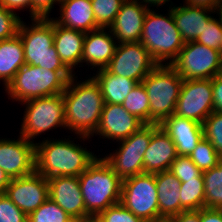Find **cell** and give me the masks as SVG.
Here are the masks:
<instances>
[{
  "label": "cell",
  "instance_id": "6da1fadb",
  "mask_svg": "<svg viewBox=\"0 0 222 222\" xmlns=\"http://www.w3.org/2000/svg\"><path fill=\"white\" fill-rule=\"evenodd\" d=\"M81 77L79 80L74 75L62 93L65 126L69 133L77 137V140L88 143L99 125L104 100L96 81L90 75L88 77L86 75L85 80Z\"/></svg>",
  "mask_w": 222,
  "mask_h": 222
},
{
  "label": "cell",
  "instance_id": "7a4b0ae2",
  "mask_svg": "<svg viewBox=\"0 0 222 222\" xmlns=\"http://www.w3.org/2000/svg\"><path fill=\"white\" fill-rule=\"evenodd\" d=\"M47 135V138L35 143V170L46 179L55 176L79 177L99 156L70 135L66 136L67 139H54Z\"/></svg>",
  "mask_w": 222,
  "mask_h": 222
},
{
  "label": "cell",
  "instance_id": "3957f363",
  "mask_svg": "<svg viewBox=\"0 0 222 222\" xmlns=\"http://www.w3.org/2000/svg\"><path fill=\"white\" fill-rule=\"evenodd\" d=\"M78 179L89 216H98L109 206L120 202L123 180L101 155Z\"/></svg>",
  "mask_w": 222,
  "mask_h": 222
},
{
  "label": "cell",
  "instance_id": "277c9868",
  "mask_svg": "<svg viewBox=\"0 0 222 222\" xmlns=\"http://www.w3.org/2000/svg\"><path fill=\"white\" fill-rule=\"evenodd\" d=\"M73 76L71 71H51L25 64L3 93L7 94L8 100L21 104L40 97L62 94Z\"/></svg>",
  "mask_w": 222,
  "mask_h": 222
},
{
  "label": "cell",
  "instance_id": "5b68a950",
  "mask_svg": "<svg viewBox=\"0 0 222 222\" xmlns=\"http://www.w3.org/2000/svg\"><path fill=\"white\" fill-rule=\"evenodd\" d=\"M148 10L144 19L140 43L158 65H171L185 44L175 25L172 10L166 14Z\"/></svg>",
  "mask_w": 222,
  "mask_h": 222
},
{
  "label": "cell",
  "instance_id": "8992f818",
  "mask_svg": "<svg viewBox=\"0 0 222 222\" xmlns=\"http://www.w3.org/2000/svg\"><path fill=\"white\" fill-rule=\"evenodd\" d=\"M31 24L21 21L18 35L24 48L25 64L51 71H70L54 47V20L31 18Z\"/></svg>",
  "mask_w": 222,
  "mask_h": 222
},
{
  "label": "cell",
  "instance_id": "52a82bcc",
  "mask_svg": "<svg viewBox=\"0 0 222 222\" xmlns=\"http://www.w3.org/2000/svg\"><path fill=\"white\" fill-rule=\"evenodd\" d=\"M183 79L171 65H157L143 80L150 106V124H161L175 112Z\"/></svg>",
  "mask_w": 222,
  "mask_h": 222
},
{
  "label": "cell",
  "instance_id": "ba28073f",
  "mask_svg": "<svg viewBox=\"0 0 222 222\" xmlns=\"http://www.w3.org/2000/svg\"><path fill=\"white\" fill-rule=\"evenodd\" d=\"M20 105L25 108L19 134L28 141L37 143L34 139L46 132L57 127L66 129L62 94L32 99Z\"/></svg>",
  "mask_w": 222,
  "mask_h": 222
},
{
  "label": "cell",
  "instance_id": "9c48e42d",
  "mask_svg": "<svg viewBox=\"0 0 222 222\" xmlns=\"http://www.w3.org/2000/svg\"><path fill=\"white\" fill-rule=\"evenodd\" d=\"M152 136V124H145L128 138L116 142L115 150L103 156L123 180L144 173L143 158ZM113 151V152H112Z\"/></svg>",
  "mask_w": 222,
  "mask_h": 222
},
{
  "label": "cell",
  "instance_id": "30bf717a",
  "mask_svg": "<svg viewBox=\"0 0 222 222\" xmlns=\"http://www.w3.org/2000/svg\"><path fill=\"white\" fill-rule=\"evenodd\" d=\"M120 203L145 222H159L155 174L143 173L123 179Z\"/></svg>",
  "mask_w": 222,
  "mask_h": 222
},
{
  "label": "cell",
  "instance_id": "8fae6325",
  "mask_svg": "<svg viewBox=\"0 0 222 222\" xmlns=\"http://www.w3.org/2000/svg\"><path fill=\"white\" fill-rule=\"evenodd\" d=\"M171 66L183 80L212 79L222 72V57L219 50L192 41L183 45Z\"/></svg>",
  "mask_w": 222,
  "mask_h": 222
},
{
  "label": "cell",
  "instance_id": "7c38bea8",
  "mask_svg": "<svg viewBox=\"0 0 222 222\" xmlns=\"http://www.w3.org/2000/svg\"><path fill=\"white\" fill-rule=\"evenodd\" d=\"M213 111L212 79L183 80L174 115L203 124Z\"/></svg>",
  "mask_w": 222,
  "mask_h": 222
},
{
  "label": "cell",
  "instance_id": "4fadbf2b",
  "mask_svg": "<svg viewBox=\"0 0 222 222\" xmlns=\"http://www.w3.org/2000/svg\"><path fill=\"white\" fill-rule=\"evenodd\" d=\"M157 65L149 51L140 42H130L117 44L106 69L114 75L140 83Z\"/></svg>",
  "mask_w": 222,
  "mask_h": 222
},
{
  "label": "cell",
  "instance_id": "5bb4252c",
  "mask_svg": "<svg viewBox=\"0 0 222 222\" xmlns=\"http://www.w3.org/2000/svg\"><path fill=\"white\" fill-rule=\"evenodd\" d=\"M35 162V143L28 141L21 135L17 136L16 140L0 137V169L10 179L33 173Z\"/></svg>",
  "mask_w": 222,
  "mask_h": 222
},
{
  "label": "cell",
  "instance_id": "9a60e30c",
  "mask_svg": "<svg viewBox=\"0 0 222 222\" xmlns=\"http://www.w3.org/2000/svg\"><path fill=\"white\" fill-rule=\"evenodd\" d=\"M4 194L28 216L49 198L48 180L35 170L11 179Z\"/></svg>",
  "mask_w": 222,
  "mask_h": 222
},
{
  "label": "cell",
  "instance_id": "2e32d148",
  "mask_svg": "<svg viewBox=\"0 0 222 222\" xmlns=\"http://www.w3.org/2000/svg\"><path fill=\"white\" fill-rule=\"evenodd\" d=\"M144 125L140 119L129 113L122 104L104 103L97 130L90 138L97 135L100 139L110 140V143L114 142L116 144V142L131 136Z\"/></svg>",
  "mask_w": 222,
  "mask_h": 222
},
{
  "label": "cell",
  "instance_id": "e0dca14e",
  "mask_svg": "<svg viewBox=\"0 0 222 222\" xmlns=\"http://www.w3.org/2000/svg\"><path fill=\"white\" fill-rule=\"evenodd\" d=\"M47 180L49 198L72 219L89 217L86 213L78 176H55Z\"/></svg>",
  "mask_w": 222,
  "mask_h": 222
},
{
  "label": "cell",
  "instance_id": "ac0fdd59",
  "mask_svg": "<svg viewBox=\"0 0 222 222\" xmlns=\"http://www.w3.org/2000/svg\"><path fill=\"white\" fill-rule=\"evenodd\" d=\"M117 44V40L109 28H99L86 33L83 42L81 67L88 65L87 69L89 67L90 70L93 68L91 71L106 68L115 53Z\"/></svg>",
  "mask_w": 222,
  "mask_h": 222
},
{
  "label": "cell",
  "instance_id": "d6986e66",
  "mask_svg": "<svg viewBox=\"0 0 222 222\" xmlns=\"http://www.w3.org/2000/svg\"><path fill=\"white\" fill-rule=\"evenodd\" d=\"M147 9L139 0H125L109 27L118 44L140 42Z\"/></svg>",
  "mask_w": 222,
  "mask_h": 222
},
{
  "label": "cell",
  "instance_id": "ffe728a7",
  "mask_svg": "<svg viewBox=\"0 0 222 222\" xmlns=\"http://www.w3.org/2000/svg\"><path fill=\"white\" fill-rule=\"evenodd\" d=\"M176 146L159 124H152V136L145 151L144 173L155 174L169 170L177 158Z\"/></svg>",
  "mask_w": 222,
  "mask_h": 222
},
{
  "label": "cell",
  "instance_id": "44dd1931",
  "mask_svg": "<svg viewBox=\"0 0 222 222\" xmlns=\"http://www.w3.org/2000/svg\"><path fill=\"white\" fill-rule=\"evenodd\" d=\"M160 127L169 135L179 156H190L204 137L203 124L172 114Z\"/></svg>",
  "mask_w": 222,
  "mask_h": 222
},
{
  "label": "cell",
  "instance_id": "7402d4cb",
  "mask_svg": "<svg viewBox=\"0 0 222 222\" xmlns=\"http://www.w3.org/2000/svg\"><path fill=\"white\" fill-rule=\"evenodd\" d=\"M170 9L175 25L185 43L195 41L202 34L207 23L218 13L208 8L185 3L174 5Z\"/></svg>",
  "mask_w": 222,
  "mask_h": 222
},
{
  "label": "cell",
  "instance_id": "603a6c76",
  "mask_svg": "<svg viewBox=\"0 0 222 222\" xmlns=\"http://www.w3.org/2000/svg\"><path fill=\"white\" fill-rule=\"evenodd\" d=\"M58 9L59 18L52 19L61 26L84 33L100 28L96 24L91 0H62Z\"/></svg>",
  "mask_w": 222,
  "mask_h": 222
},
{
  "label": "cell",
  "instance_id": "cb8c5ba5",
  "mask_svg": "<svg viewBox=\"0 0 222 222\" xmlns=\"http://www.w3.org/2000/svg\"><path fill=\"white\" fill-rule=\"evenodd\" d=\"M84 32L70 29L54 21V47L64 65L76 75L75 69L81 67Z\"/></svg>",
  "mask_w": 222,
  "mask_h": 222
},
{
  "label": "cell",
  "instance_id": "d4e9b609",
  "mask_svg": "<svg viewBox=\"0 0 222 222\" xmlns=\"http://www.w3.org/2000/svg\"><path fill=\"white\" fill-rule=\"evenodd\" d=\"M159 203V222L180 213L181 182L169 170L155 173Z\"/></svg>",
  "mask_w": 222,
  "mask_h": 222
},
{
  "label": "cell",
  "instance_id": "484cf974",
  "mask_svg": "<svg viewBox=\"0 0 222 222\" xmlns=\"http://www.w3.org/2000/svg\"><path fill=\"white\" fill-rule=\"evenodd\" d=\"M101 89L104 103L123 104L125 98L138 83L126 77L114 75L106 68L99 69L91 76Z\"/></svg>",
  "mask_w": 222,
  "mask_h": 222
},
{
  "label": "cell",
  "instance_id": "4316f807",
  "mask_svg": "<svg viewBox=\"0 0 222 222\" xmlns=\"http://www.w3.org/2000/svg\"><path fill=\"white\" fill-rule=\"evenodd\" d=\"M25 65L24 48L20 36L0 41V84L3 89L14 79L17 71Z\"/></svg>",
  "mask_w": 222,
  "mask_h": 222
},
{
  "label": "cell",
  "instance_id": "83f0119b",
  "mask_svg": "<svg viewBox=\"0 0 222 222\" xmlns=\"http://www.w3.org/2000/svg\"><path fill=\"white\" fill-rule=\"evenodd\" d=\"M205 208L222 209V158L217 166L203 171Z\"/></svg>",
  "mask_w": 222,
  "mask_h": 222
},
{
  "label": "cell",
  "instance_id": "f1b7e54d",
  "mask_svg": "<svg viewBox=\"0 0 222 222\" xmlns=\"http://www.w3.org/2000/svg\"><path fill=\"white\" fill-rule=\"evenodd\" d=\"M180 212L205 208L204 179L201 174L196 179L187 180L180 185Z\"/></svg>",
  "mask_w": 222,
  "mask_h": 222
},
{
  "label": "cell",
  "instance_id": "f546056e",
  "mask_svg": "<svg viewBox=\"0 0 222 222\" xmlns=\"http://www.w3.org/2000/svg\"><path fill=\"white\" fill-rule=\"evenodd\" d=\"M123 107L144 124H150V106L147 91L142 82L137 83L123 102Z\"/></svg>",
  "mask_w": 222,
  "mask_h": 222
},
{
  "label": "cell",
  "instance_id": "4dcf8cb0",
  "mask_svg": "<svg viewBox=\"0 0 222 222\" xmlns=\"http://www.w3.org/2000/svg\"><path fill=\"white\" fill-rule=\"evenodd\" d=\"M73 219L52 199L48 198L28 215L27 222H72Z\"/></svg>",
  "mask_w": 222,
  "mask_h": 222
},
{
  "label": "cell",
  "instance_id": "1f68e13d",
  "mask_svg": "<svg viewBox=\"0 0 222 222\" xmlns=\"http://www.w3.org/2000/svg\"><path fill=\"white\" fill-rule=\"evenodd\" d=\"M125 0H91L96 24L100 28H109L120 11Z\"/></svg>",
  "mask_w": 222,
  "mask_h": 222
},
{
  "label": "cell",
  "instance_id": "d6a6232c",
  "mask_svg": "<svg viewBox=\"0 0 222 222\" xmlns=\"http://www.w3.org/2000/svg\"><path fill=\"white\" fill-rule=\"evenodd\" d=\"M189 157L202 172L216 167L220 159L215 148L205 137L197 144Z\"/></svg>",
  "mask_w": 222,
  "mask_h": 222
},
{
  "label": "cell",
  "instance_id": "836d02e7",
  "mask_svg": "<svg viewBox=\"0 0 222 222\" xmlns=\"http://www.w3.org/2000/svg\"><path fill=\"white\" fill-rule=\"evenodd\" d=\"M204 137L222 158V112L213 111L203 123Z\"/></svg>",
  "mask_w": 222,
  "mask_h": 222
},
{
  "label": "cell",
  "instance_id": "e575fe53",
  "mask_svg": "<svg viewBox=\"0 0 222 222\" xmlns=\"http://www.w3.org/2000/svg\"><path fill=\"white\" fill-rule=\"evenodd\" d=\"M195 41L212 49L219 50L222 41V14L220 12L207 23L202 34Z\"/></svg>",
  "mask_w": 222,
  "mask_h": 222
},
{
  "label": "cell",
  "instance_id": "d590c367",
  "mask_svg": "<svg viewBox=\"0 0 222 222\" xmlns=\"http://www.w3.org/2000/svg\"><path fill=\"white\" fill-rule=\"evenodd\" d=\"M179 181L187 182L198 178L203 172L194 164L189 156H177L169 169Z\"/></svg>",
  "mask_w": 222,
  "mask_h": 222
},
{
  "label": "cell",
  "instance_id": "8d00e7d4",
  "mask_svg": "<svg viewBox=\"0 0 222 222\" xmlns=\"http://www.w3.org/2000/svg\"><path fill=\"white\" fill-rule=\"evenodd\" d=\"M0 5V41L10 39L18 34L23 17Z\"/></svg>",
  "mask_w": 222,
  "mask_h": 222
},
{
  "label": "cell",
  "instance_id": "74e56055",
  "mask_svg": "<svg viewBox=\"0 0 222 222\" xmlns=\"http://www.w3.org/2000/svg\"><path fill=\"white\" fill-rule=\"evenodd\" d=\"M103 222H145L125 208L120 202L109 206L97 216Z\"/></svg>",
  "mask_w": 222,
  "mask_h": 222
},
{
  "label": "cell",
  "instance_id": "f35d334b",
  "mask_svg": "<svg viewBox=\"0 0 222 222\" xmlns=\"http://www.w3.org/2000/svg\"><path fill=\"white\" fill-rule=\"evenodd\" d=\"M27 218L5 194H0V222H27Z\"/></svg>",
  "mask_w": 222,
  "mask_h": 222
},
{
  "label": "cell",
  "instance_id": "ab89813d",
  "mask_svg": "<svg viewBox=\"0 0 222 222\" xmlns=\"http://www.w3.org/2000/svg\"><path fill=\"white\" fill-rule=\"evenodd\" d=\"M32 1V18H50L54 5L60 4L62 0H31Z\"/></svg>",
  "mask_w": 222,
  "mask_h": 222
},
{
  "label": "cell",
  "instance_id": "60d3db41",
  "mask_svg": "<svg viewBox=\"0 0 222 222\" xmlns=\"http://www.w3.org/2000/svg\"><path fill=\"white\" fill-rule=\"evenodd\" d=\"M213 110L222 112V74L212 78Z\"/></svg>",
  "mask_w": 222,
  "mask_h": 222
},
{
  "label": "cell",
  "instance_id": "b9f144b4",
  "mask_svg": "<svg viewBox=\"0 0 222 222\" xmlns=\"http://www.w3.org/2000/svg\"><path fill=\"white\" fill-rule=\"evenodd\" d=\"M2 6L13 12H28L32 18V1L31 0H4ZM24 9V10H23ZM26 9V10H25ZM28 9V10H27Z\"/></svg>",
  "mask_w": 222,
  "mask_h": 222
},
{
  "label": "cell",
  "instance_id": "7bdbcfd3",
  "mask_svg": "<svg viewBox=\"0 0 222 222\" xmlns=\"http://www.w3.org/2000/svg\"><path fill=\"white\" fill-rule=\"evenodd\" d=\"M164 222H200V210H184Z\"/></svg>",
  "mask_w": 222,
  "mask_h": 222
},
{
  "label": "cell",
  "instance_id": "ee69618b",
  "mask_svg": "<svg viewBox=\"0 0 222 222\" xmlns=\"http://www.w3.org/2000/svg\"><path fill=\"white\" fill-rule=\"evenodd\" d=\"M200 222H222V209H200Z\"/></svg>",
  "mask_w": 222,
  "mask_h": 222
},
{
  "label": "cell",
  "instance_id": "f6af8a7d",
  "mask_svg": "<svg viewBox=\"0 0 222 222\" xmlns=\"http://www.w3.org/2000/svg\"><path fill=\"white\" fill-rule=\"evenodd\" d=\"M182 2L189 5L208 8L216 12H220L222 8V6L219 4V0H184Z\"/></svg>",
  "mask_w": 222,
  "mask_h": 222
},
{
  "label": "cell",
  "instance_id": "bcb514c9",
  "mask_svg": "<svg viewBox=\"0 0 222 222\" xmlns=\"http://www.w3.org/2000/svg\"><path fill=\"white\" fill-rule=\"evenodd\" d=\"M139 1L149 10L154 9L151 7H157L156 9L160 10L159 8H161L162 6H166L167 3L169 5L168 8L170 9L175 4L171 0H139ZM169 2L171 3L169 4Z\"/></svg>",
  "mask_w": 222,
  "mask_h": 222
},
{
  "label": "cell",
  "instance_id": "7dc6e473",
  "mask_svg": "<svg viewBox=\"0 0 222 222\" xmlns=\"http://www.w3.org/2000/svg\"><path fill=\"white\" fill-rule=\"evenodd\" d=\"M10 181L11 179L9 178V176L2 169H0V194L5 193Z\"/></svg>",
  "mask_w": 222,
  "mask_h": 222
},
{
  "label": "cell",
  "instance_id": "c3c4849f",
  "mask_svg": "<svg viewBox=\"0 0 222 222\" xmlns=\"http://www.w3.org/2000/svg\"><path fill=\"white\" fill-rule=\"evenodd\" d=\"M72 222H96V216H89L80 219H73Z\"/></svg>",
  "mask_w": 222,
  "mask_h": 222
},
{
  "label": "cell",
  "instance_id": "681fc988",
  "mask_svg": "<svg viewBox=\"0 0 222 222\" xmlns=\"http://www.w3.org/2000/svg\"><path fill=\"white\" fill-rule=\"evenodd\" d=\"M219 52H220V55H221V57H222V41H221V43H220Z\"/></svg>",
  "mask_w": 222,
  "mask_h": 222
},
{
  "label": "cell",
  "instance_id": "f907efd6",
  "mask_svg": "<svg viewBox=\"0 0 222 222\" xmlns=\"http://www.w3.org/2000/svg\"><path fill=\"white\" fill-rule=\"evenodd\" d=\"M96 222H103L96 216Z\"/></svg>",
  "mask_w": 222,
  "mask_h": 222
},
{
  "label": "cell",
  "instance_id": "816d5d0a",
  "mask_svg": "<svg viewBox=\"0 0 222 222\" xmlns=\"http://www.w3.org/2000/svg\"><path fill=\"white\" fill-rule=\"evenodd\" d=\"M4 2V0H0V5L2 6V3Z\"/></svg>",
  "mask_w": 222,
  "mask_h": 222
}]
</instances>
